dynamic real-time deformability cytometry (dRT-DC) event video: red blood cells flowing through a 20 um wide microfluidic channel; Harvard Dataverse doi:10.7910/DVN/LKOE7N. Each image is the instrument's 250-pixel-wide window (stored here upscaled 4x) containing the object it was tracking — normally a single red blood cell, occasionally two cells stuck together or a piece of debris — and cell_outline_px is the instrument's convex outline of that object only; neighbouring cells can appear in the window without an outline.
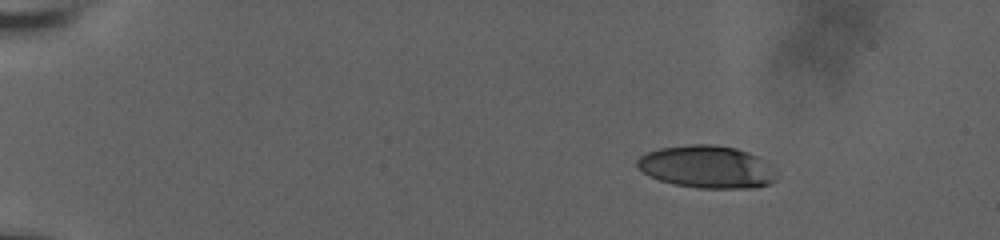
{"species": "human", "species_latin": "Homo sapiens", "temperature_condition": "room temperature", "stored_images_in_passage": 50, "camera_frame_rate_fps": 3000, "um_per_image_px": 0.085, "donor": {"sex": "male"}, "frame": {"image": 1, "passage_image": 1, "time_ms": 0.0, "image_size_px": [1000, 240], "cell_outline_px": [[776, 180], [768, 184], [756, 188], [696, 188], [672, 184], [648, 176], [636, 164], [636, 160], [640, 156], [648, 152], [660, 148], [692, 144], [716, 144], [736, 148], [760, 156], [768, 160], [776, 172]], "centroid_in_image_um": [60.14, 14.18], "position_along_channel_um": 24.9, "area_um2": 34.97}}
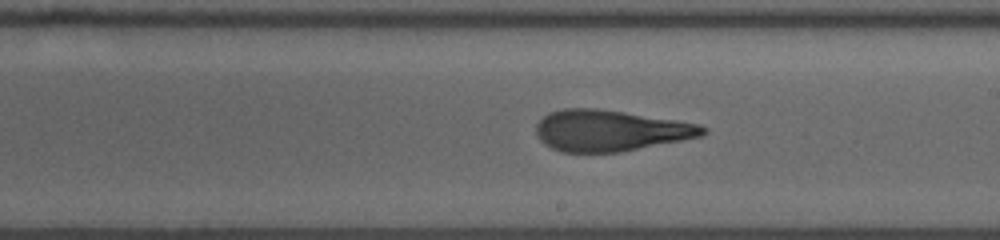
{"frame": {"image": 2, "passage_image": 28, "time_ms": 9.0, "image_size_px": [1000, 240], "cell_outline_px": [[708, 132], [700, 136], [620, 152], [560, 152], [544, 144], [536, 136], [536, 124], [548, 112], [564, 108], [596, 108], [624, 112], [700, 124], [708, 128]], "centroid_in_image_um": [51.82, 11.09], "position_along_channel_um": 237.2, "area_um2": 39.82}}
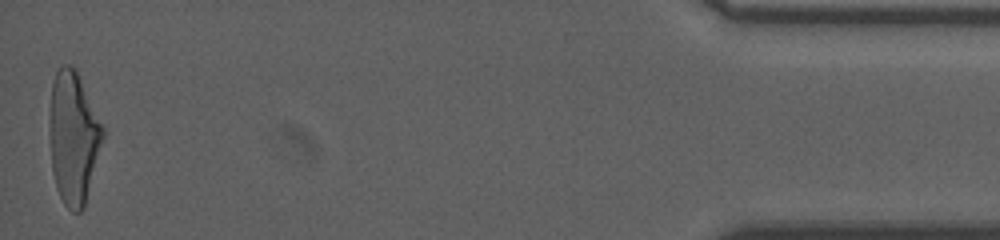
{"frame": {"image": 3, "passage_image": 50, "time_ms": 16.333, "image_size_px": [1000, 240], "cell_outline_px": [[104, 136], [84, 208], [80, 212], [72, 212], [64, 204], [56, 188], [52, 172], [52, 80], [60, 64], [68, 64], [76, 72], [104, 128]], "centroid_in_image_um": [6.27, 11.76], "position_along_channel_um": 428.9, "area_um2": 39.71}, "authors_computed_cell_mechanics": {"area_um2": 39.8242, "velocity_mm_per_s": 3.7238, "shape_relaxation_time_tau1_ms": 10.2635, "shape_relaxation_time_tau2_ms": 1.7385, "deformation_change_tau1": 0.3434, "deformation_change_tau2": 0.1251}}